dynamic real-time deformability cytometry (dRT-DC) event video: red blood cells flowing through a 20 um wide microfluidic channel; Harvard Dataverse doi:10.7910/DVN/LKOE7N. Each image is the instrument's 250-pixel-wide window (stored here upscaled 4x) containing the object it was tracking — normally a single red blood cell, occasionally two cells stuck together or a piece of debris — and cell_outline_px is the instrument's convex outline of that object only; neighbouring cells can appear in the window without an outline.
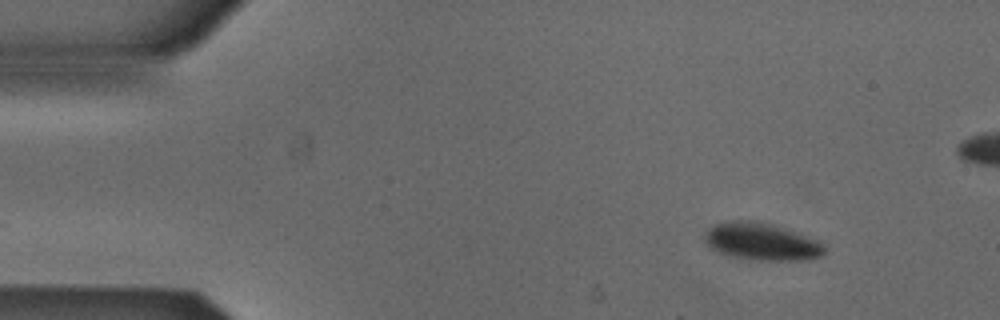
{"species": "Egyptian fruit bat (a non-hibernating species)", "species_latin": "Rousettus aegyptiacus", "temperature_condition": "cold", "stored_images_in_passage": 4, "camera_frame_rate_fps": 3000, "um_per_image_px": 0.085, "animal": {"sex": "male"}, "frame": {"image": 1, "passage_image": 1, "time_ms": 0.0, "image_size_px": [1000, 320], "cell_outline_px": [[824, 256], [808, 260], [752, 260], [728, 256], [712, 248], [704, 240], [704, 236], [716, 224], [732, 220], [752, 220], [772, 224], [820, 240], [824, 244]], "centroid_in_image_um": [64.8, 20.55], "position_along_channel_um": 20.2, "area_um2": 26.07}}